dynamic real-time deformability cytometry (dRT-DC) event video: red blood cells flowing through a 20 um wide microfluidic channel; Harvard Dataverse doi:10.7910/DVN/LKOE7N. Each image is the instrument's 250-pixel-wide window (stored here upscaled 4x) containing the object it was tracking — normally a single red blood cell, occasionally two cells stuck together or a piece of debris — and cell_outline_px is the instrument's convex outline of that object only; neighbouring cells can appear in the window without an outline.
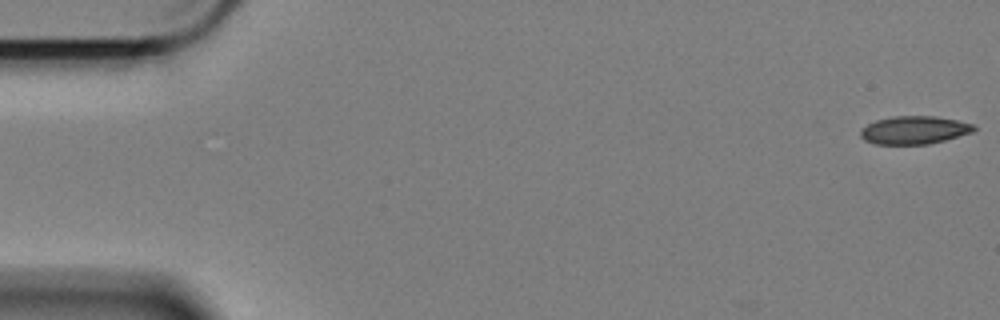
{"species": "Egyptian fruit bat (a non-hibernating species)", "species_latin": "Rousettus aegyptiacus", "temperature_condition": "cold", "stored_images_in_passage": 18, "camera_frame_rate_fps": 3000, "um_per_image_px": 0.085, "animal": {"sex": "female"}, "frame": {"image": 1, "passage_image": 1, "time_ms": 0.0, "image_size_px": [1000, 320], "cell_outline_px": [[976, 128], [972, 132], [944, 140], [928, 144], [876, 144], [864, 140], [860, 136], [860, 128], [876, 120], [896, 116], [932, 116], [956, 120], [972, 124]], "centroid_in_image_um": [77.66, 11.06], "position_along_channel_um": 7.3, "area_um2": 18.32}}